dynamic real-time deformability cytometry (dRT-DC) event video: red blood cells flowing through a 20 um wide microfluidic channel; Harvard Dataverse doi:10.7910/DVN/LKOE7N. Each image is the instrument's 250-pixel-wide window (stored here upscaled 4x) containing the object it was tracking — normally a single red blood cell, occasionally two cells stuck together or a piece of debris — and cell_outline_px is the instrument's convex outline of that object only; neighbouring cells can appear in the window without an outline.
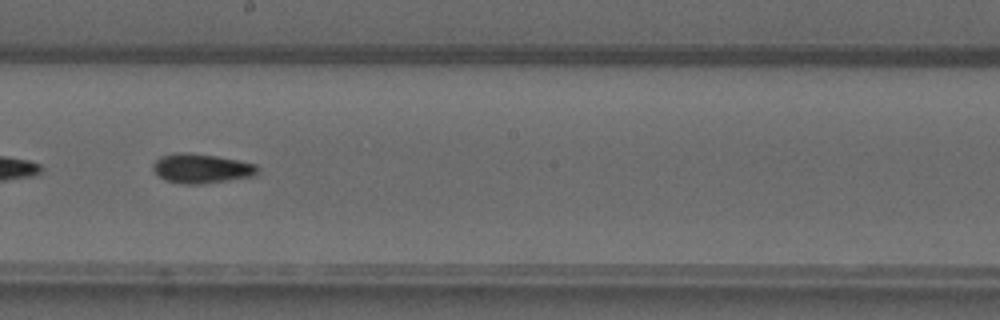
{"species": "common noctule bat (a hibernating species)", "species_latin": "Nyctalus noctula", "temperature_condition": "warm", "stored_images_in_passage": 53, "camera_frame_rate_fps": 3000, "um_per_image_px": 0.085, "animal": {"sex": "male", "forearm_length_mm": 52.5}, "frame": {"image": 1, "passage_image": 32, "time_ms": 10.333, "image_size_px": [1000, 320], "cell_outline_px": [[260, 172], [256, 176], [200, 184], [180, 184], [164, 180], [152, 168], [152, 164], [160, 156], [176, 152], [188, 152], [216, 156], [256, 164], [260, 168]], "centroid_in_image_um": [17.13, 14.32], "position_along_channel_um": 231.1, "area_um2": 18.15}}